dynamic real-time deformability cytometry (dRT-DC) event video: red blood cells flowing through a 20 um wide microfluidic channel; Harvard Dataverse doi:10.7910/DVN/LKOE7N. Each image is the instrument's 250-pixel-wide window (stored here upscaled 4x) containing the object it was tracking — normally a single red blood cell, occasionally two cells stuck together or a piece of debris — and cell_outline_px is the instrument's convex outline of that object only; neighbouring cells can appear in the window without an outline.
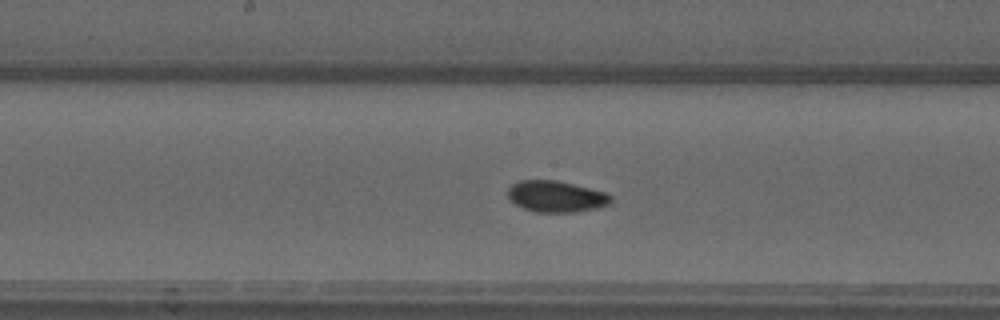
{"species": "common noctule bat (a hibernating species)", "species_latin": "Nyctalus noctula", "temperature_condition": "warm", "stored_images_in_passage": 41, "camera_frame_rate_fps": 3000, "um_per_image_px": 0.085, "animal": {"sex": "male", "forearm_length_mm": 52.5}, "frame": {"image": 1, "passage_image": 17, "time_ms": 5.333, "image_size_px": [1000, 320], "cell_outline_px": [[612, 200], [608, 204], [600, 208], [576, 212], [536, 212], [524, 208], [508, 200], [508, 188], [512, 184], [520, 180], [556, 180], [604, 192], [612, 196]], "centroid_in_image_um": [47.25, 16.71], "position_along_channel_um": 200.9, "area_um2": 18.79}}
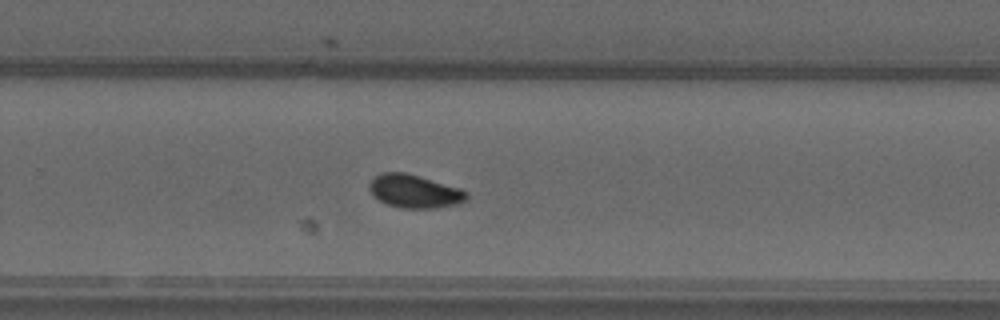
{"frame": {"image": 2, "passage_image": 24, "time_ms": 7.667, "image_size_px": [1000, 320], "cell_outline_px": [[468, 200], [460, 204], [436, 208], [400, 208], [388, 204], [372, 196], [368, 188], [368, 184], [372, 176], [384, 172], [404, 172], [460, 188], [468, 192]], "centroid_in_image_um": [35.22, 16.26], "position_along_channel_um": 294.6, "area_um2": 19.07}}
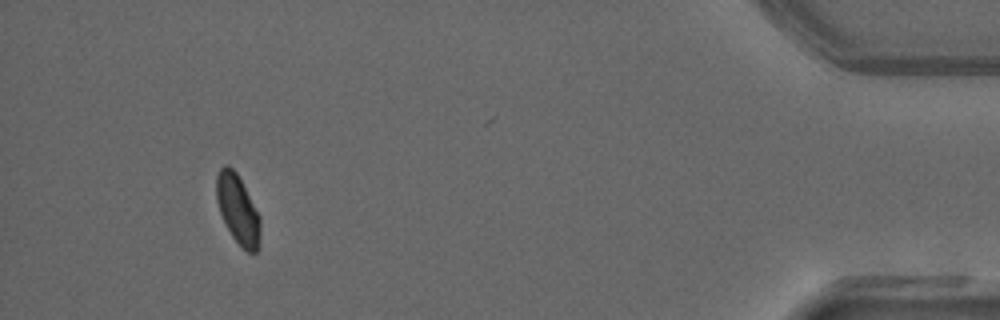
{"frame": {"image": 3, "passage_image": 38, "time_ms": 12.333, "image_size_px": [1000, 320], "cell_outline_px": [[260, 244], [256, 252], [248, 252], [232, 236], [220, 212], [216, 200], [216, 176], [220, 168], [224, 164], [228, 164], [236, 172], [260, 216]], "centroid_in_image_um": [20.21, 17.77], "position_along_channel_um": 415.0, "area_um2": 17.46}, "authors_computed_cell_mechanics": {"area_um2": 18.1492, "velocity_mm_per_s": 4.0284, "shape_relaxation_time_tau1_ms": 5.4966, "shape_relaxation_time_tau2_ms": null, "deformation_change_tau1": 0.1101, "deformation_change_tau2": null}}